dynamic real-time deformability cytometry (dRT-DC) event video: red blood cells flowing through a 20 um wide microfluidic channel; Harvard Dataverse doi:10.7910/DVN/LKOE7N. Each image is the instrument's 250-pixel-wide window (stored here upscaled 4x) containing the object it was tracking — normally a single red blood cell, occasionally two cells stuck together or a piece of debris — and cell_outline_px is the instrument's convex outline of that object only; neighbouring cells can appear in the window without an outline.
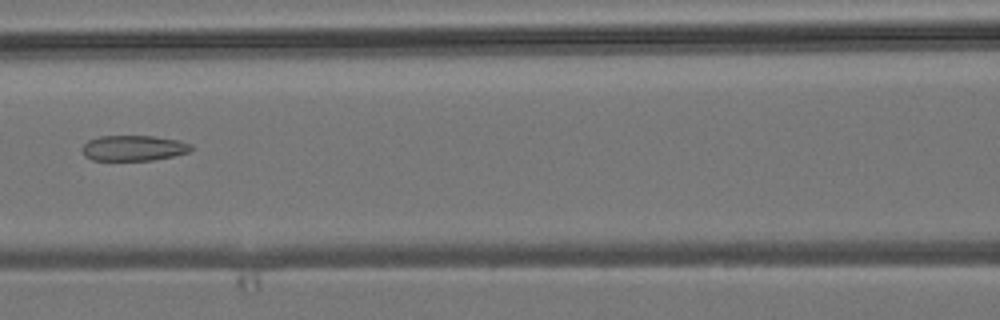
{"species": "common noctule bat (a hibernating species)", "species_latin": "Nyctalus noctula", "temperature_condition": "room temperature", "stored_images_in_passage": 5, "camera_frame_rate_fps": 3000, "um_per_image_px": 0.085, "animal": {"sex": "male", "body_mass_g": 19.2, "forearm_length_mm": 51.8}, "frame": {"image": 1, "passage_image": 4, "time_ms": 3.333, "image_size_px": [1000, 320], "cell_outline_px": [[192, 148], [188, 152], [172, 156], [152, 160], [92, 160], [84, 156], [80, 148], [88, 140], [100, 136], [152, 136], [180, 140], [192, 144]], "centroid_in_image_um": [11.32, 12.58], "position_along_channel_um": 155.3, "area_um2": 16.24}}
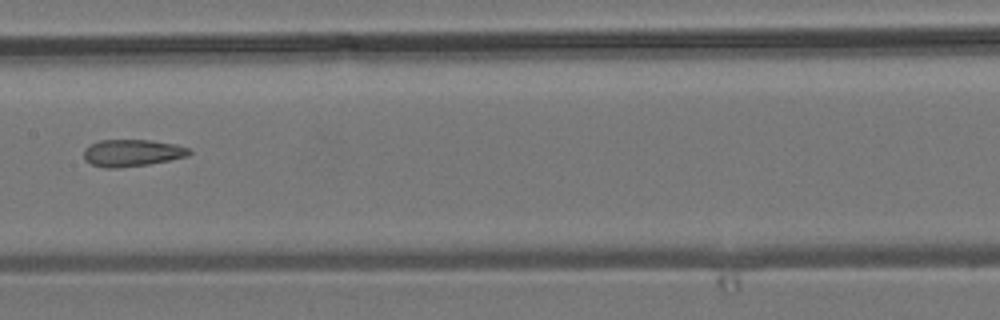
{"frame": {"image": 2, "passage_image": 5, "time_ms": 4.333, "image_size_px": [1000, 320], "cell_outline_px": [[192, 152], [188, 156], [148, 164], [120, 168], [104, 168], [92, 164], [84, 160], [84, 148], [100, 140], [152, 140], [176, 144], [192, 148]], "centroid_in_image_um": [11.25, 12.99], "position_along_channel_um": 196.1, "area_um2": 16.7}}